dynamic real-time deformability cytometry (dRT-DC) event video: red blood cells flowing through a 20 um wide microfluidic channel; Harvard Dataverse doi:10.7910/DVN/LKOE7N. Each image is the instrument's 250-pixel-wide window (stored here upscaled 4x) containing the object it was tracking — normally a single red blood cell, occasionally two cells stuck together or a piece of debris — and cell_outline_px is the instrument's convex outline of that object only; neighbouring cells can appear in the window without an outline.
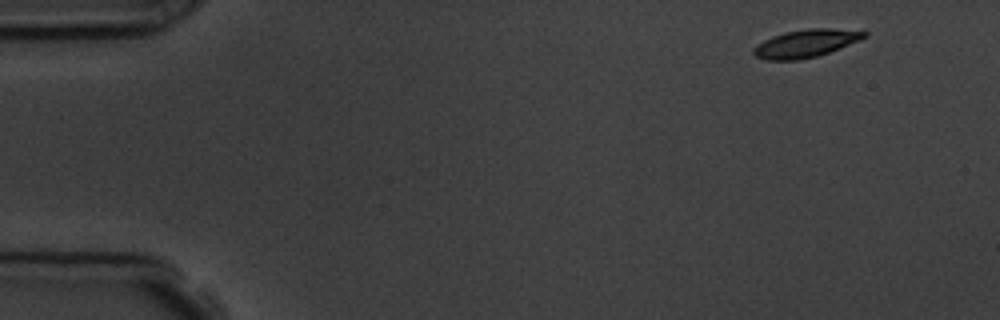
{"species": "common noctule bat (a hibernating species)", "species_latin": "Nyctalus noctula", "temperature_condition": "room temperature", "stored_images_in_passage": 4, "camera_frame_rate_fps": 3000, "um_per_image_px": 0.085, "animal": {"sex": "male", "body_mass_g": 19.5, "forearm_length_mm": 54.6}, "frame": {"image": 1, "passage_image": 1, "time_ms": 0.0, "image_size_px": [1000, 320], "cell_outline_px": [[868, 36], [860, 40], [840, 48], [816, 56], [796, 60], [764, 60], [756, 56], [752, 52], [752, 48], [756, 44], [772, 36], [784, 32], [808, 28], [832, 28], [868, 32]], "centroid_in_image_um": [68.46, 3.68], "position_along_channel_um": 16.5, "area_um2": 17.98}}
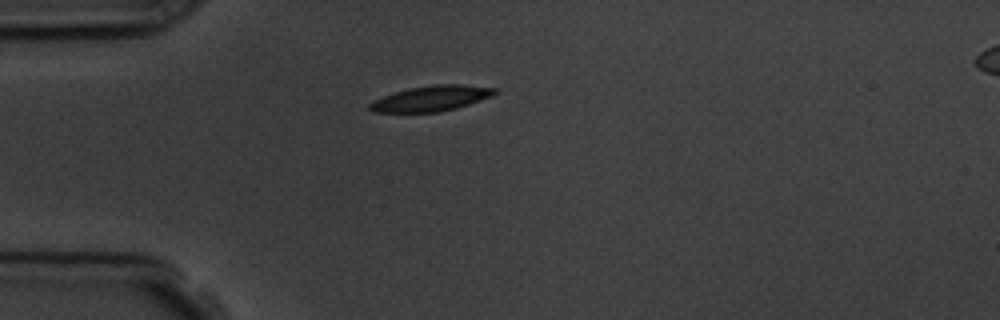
{"frame": {"image": 2, "passage_image": 4, "time_ms": 3.333, "image_size_px": [1000, 320], "cell_outline_px": [[500, 92], [492, 96], [456, 108], [440, 112], [372, 112], [368, 108], [368, 104], [384, 96], [408, 88], [432, 84], [460, 84], [500, 88]], "centroid_in_image_um": [36.71, 8.35], "position_along_channel_um": 48.3, "area_um2": 18.61}}